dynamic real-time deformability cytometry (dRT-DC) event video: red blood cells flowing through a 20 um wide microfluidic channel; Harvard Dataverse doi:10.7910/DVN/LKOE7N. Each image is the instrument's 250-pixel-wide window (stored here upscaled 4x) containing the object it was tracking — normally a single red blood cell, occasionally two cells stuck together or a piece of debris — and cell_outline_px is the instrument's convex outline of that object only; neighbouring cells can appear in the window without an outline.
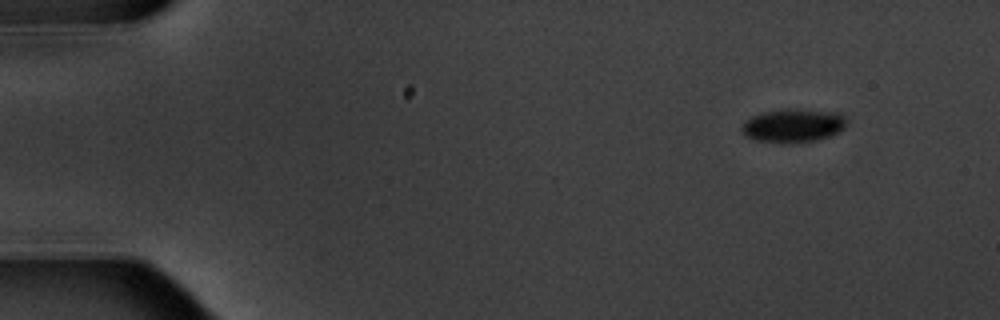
{"species": "common noctule bat (a hibernating species)", "species_latin": "Nyctalus noctula", "temperature_condition": "warm", "stored_images_in_passage": 5, "camera_frame_rate_fps": 3000, "um_per_image_px": 0.085, "animal": {"sex": "male", "body_mass_g": 20.1, "forearm_length_mm": 53.5}, "frame": {"image": 1, "passage_image": 1, "time_ms": 0.0, "image_size_px": [1000, 320], "cell_outline_px": [[848, 124], [844, 128], [828, 136], [816, 140], [788, 144], [756, 140], [748, 136], [740, 128], [752, 116], [764, 112], [788, 108], [836, 112], [844, 116], [848, 120]], "centroid_in_image_um": [67.46, 10.67], "position_along_channel_um": 17.5, "area_um2": 20.35}}